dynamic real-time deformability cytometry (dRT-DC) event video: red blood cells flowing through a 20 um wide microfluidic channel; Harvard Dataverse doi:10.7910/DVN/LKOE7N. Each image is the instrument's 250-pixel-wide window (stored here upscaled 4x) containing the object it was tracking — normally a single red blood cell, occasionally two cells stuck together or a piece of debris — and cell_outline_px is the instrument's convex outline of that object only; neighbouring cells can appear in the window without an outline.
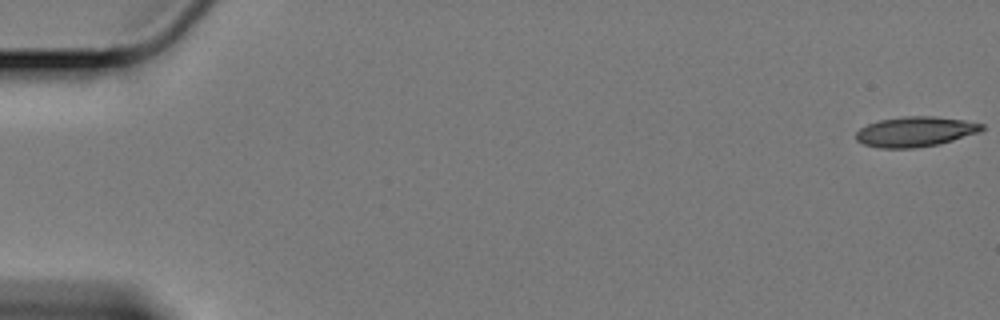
{"species": "Egyptian fruit bat (a non-hibernating species)", "species_latin": "Rousettus aegyptiacus", "temperature_condition": "cold", "stored_images_in_passage": 19, "camera_frame_rate_fps": 3000, "um_per_image_px": 0.085, "animal": {"sex": "female"}, "frame": {"image": 1, "passage_image": 1, "time_ms": 0.0, "image_size_px": [1000, 320], "cell_outline_px": [[984, 128], [980, 132], [952, 140], [936, 144], [912, 148], [880, 148], [864, 144], [856, 140], [856, 132], [860, 128], [868, 124], [880, 120], [904, 116], [932, 116], [964, 120], [984, 124]], "centroid_in_image_um": [77.79, 11.18], "position_along_channel_um": 7.2, "area_um2": 21.85}}
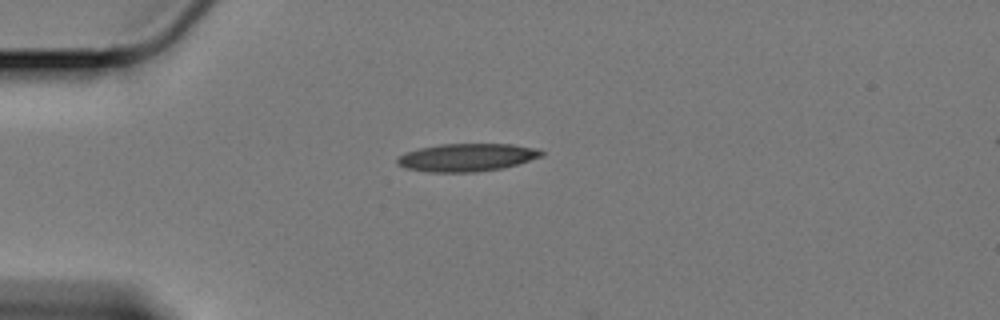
{"frame": {"image": 2, "passage_image": 16, "time_ms": 5.0, "image_size_px": [1000, 320], "cell_outline_px": [[544, 156], [504, 168], [476, 172], [428, 172], [404, 168], [396, 164], [396, 160], [404, 152], [420, 148], [440, 144], [512, 144], [536, 148], [544, 152]], "centroid_in_image_um": [39.68, 13.38], "position_along_channel_um": 45.3, "area_um2": 23.58}}